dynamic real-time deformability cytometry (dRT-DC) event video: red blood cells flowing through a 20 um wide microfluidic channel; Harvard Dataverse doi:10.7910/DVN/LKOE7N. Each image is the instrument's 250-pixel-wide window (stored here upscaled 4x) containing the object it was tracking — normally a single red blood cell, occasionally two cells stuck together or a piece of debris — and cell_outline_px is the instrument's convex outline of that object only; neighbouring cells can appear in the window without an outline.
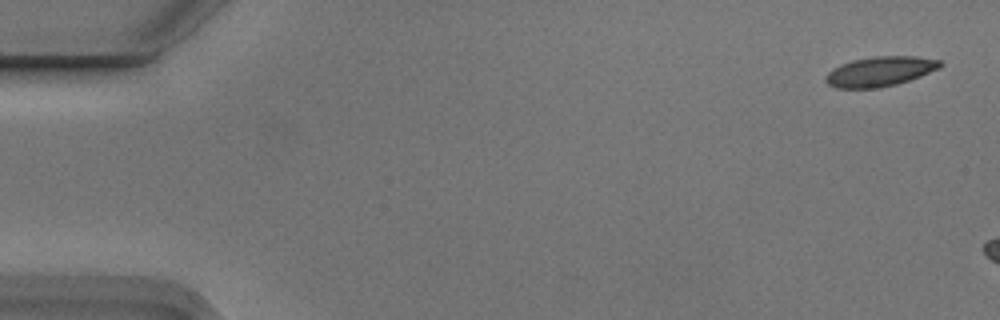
{"species": "Egyptian fruit bat (a non-hibernating species)", "species_latin": "Rousettus aegyptiacus", "temperature_condition": "cold", "stored_images_in_passage": 5, "camera_frame_rate_fps": 3000, "um_per_image_px": 0.085, "animal": {"sex": "male"}, "frame": {"image": 1, "passage_image": 1, "time_ms": 0.0, "image_size_px": [1000, 320], "cell_outline_px": [[944, 64], [940, 68], [920, 76], [896, 84], [880, 88], [836, 88], [828, 84], [824, 80], [828, 72], [840, 64], [852, 60], [872, 56], [916, 56], [940, 60]], "centroid_in_image_um": [74.8, 6.06], "position_along_channel_um": 10.2, "area_um2": 19.94}}
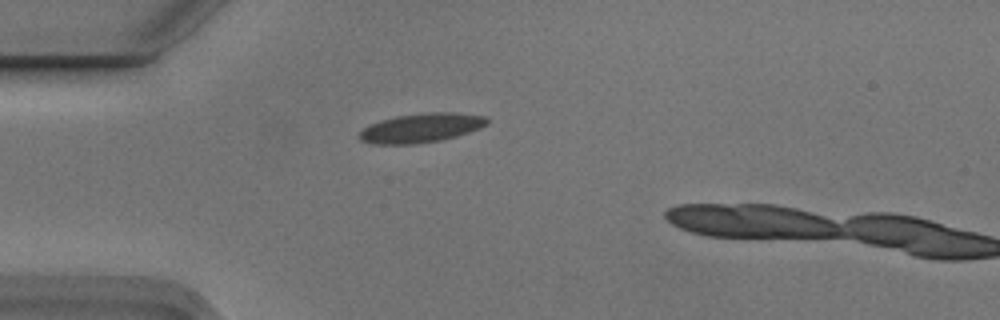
{"frame": {"image": 2, "passage_image": 4, "time_ms": 1.0, "image_size_px": [1000, 320], "cell_outline_px": [[488, 124], [480, 128], [456, 136], [440, 140], [416, 144], [376, 144], [360, 140], [360, 132], [364, 128], [372, 124], [396, 116], [432, 112], [452, 112], [484, 116], [488, 120]], "centroid_in_image_um": [35.83, 10.87], "position_along_channel_um": 49.2, "area_um2": 21.33}}